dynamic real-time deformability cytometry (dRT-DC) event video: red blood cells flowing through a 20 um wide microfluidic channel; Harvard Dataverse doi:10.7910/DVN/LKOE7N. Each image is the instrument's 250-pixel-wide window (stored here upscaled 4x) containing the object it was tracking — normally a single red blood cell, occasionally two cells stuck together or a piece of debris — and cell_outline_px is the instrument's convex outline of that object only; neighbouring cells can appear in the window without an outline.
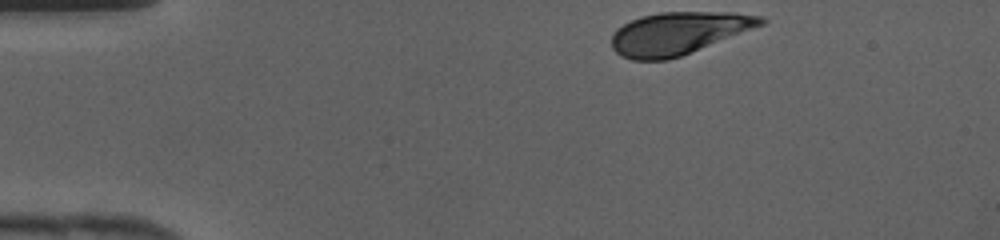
{"species": "human", "species_latin": "Homo sapiens", "temperature_condition": "cold", "stored_images_in_passage": 29, "camera_frame_rate_fps": 3000, "um_per_image_px": 0.085, "donor": {"sex": "female"}, "frame": {"image": 1, "passage_image": 1, "time_ms": 0.0, "image_size_px": [1000, 240], "cell_outline_px": [[768, 20], [764, 24], [680, 56], [668, 60], [632, 60], [620, 56], [612, 48], [612, 36], [616, 28], [632, 20], [644, 16], [660, 12], [736, 12], [764, 16]], "centroid_in_image_um": [57.67, 2.82], "position_along_channel_um": 27.3, "area_um2": 36.76}}
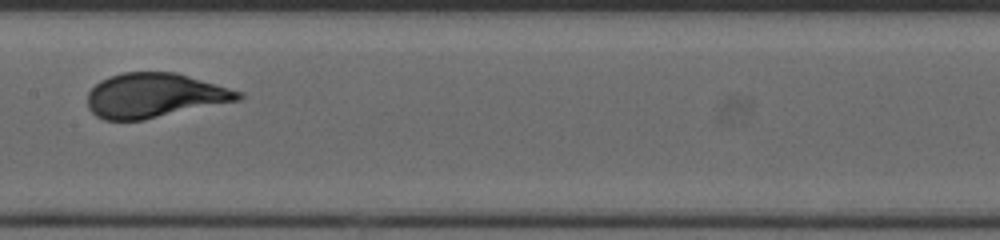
{"frame": {"image": 2, "passage_image": 16, "time_ms": 5.0, "image_size_px": [1000, 240], "cell_outline_px": [[244, 96], [240, 100], [144, 120], [104, 120], [96, 116], [88, 108], [88, 92], [100, 80], [108, 76], [124, 72], [176, 72], [244, 92]], "centroid_in_image_um": [13.14, 8.11], "position_along_channel_um": 194.3, "area_um2": 39.25}}
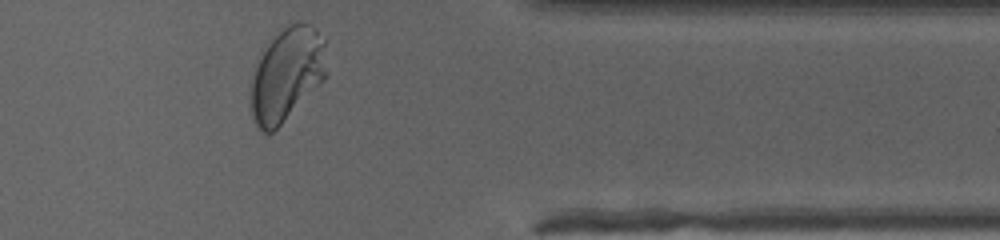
{"frame": {"image": 3, "passage_image": 29, "time_ms": 9.333, "image_size_px": [1000, 240], "cell_outline_px": [[324, 80], [272, 132], [260, 132], [256, 128], [248, 104], [252, 76], [260, 52], [288, 20], [308, 24], [316, 28], [324, 40]], "centroid_in_image_um": [24.3, 6.3], "position_along_channel_um": 387.1, "area_um2": 41.5}}